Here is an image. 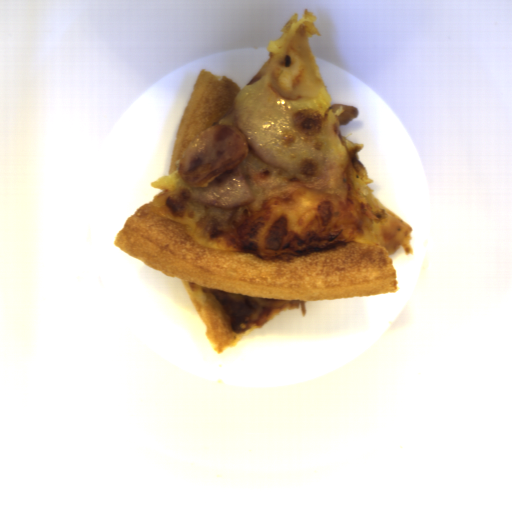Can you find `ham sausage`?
I'll return each instance as SVG.
<instances>
[{
  "label": "ham sausage",
  "instance_id": "ham-sausage-1",
  "mask_svg": "<svg viewBox=\"0 0 512 512\" xmlns=\"http://www.w3.org/2000/svg\"><path fill=\"white\" fill-rule=\"evenodd\" d=\"M249 154L248 138L238 125L208 126L187 144L177 163V175L187 188H205L226 171H233Z\"/></svg>",
  "mask_w": 512,
  "mask_h": 512
}]
</instances>
